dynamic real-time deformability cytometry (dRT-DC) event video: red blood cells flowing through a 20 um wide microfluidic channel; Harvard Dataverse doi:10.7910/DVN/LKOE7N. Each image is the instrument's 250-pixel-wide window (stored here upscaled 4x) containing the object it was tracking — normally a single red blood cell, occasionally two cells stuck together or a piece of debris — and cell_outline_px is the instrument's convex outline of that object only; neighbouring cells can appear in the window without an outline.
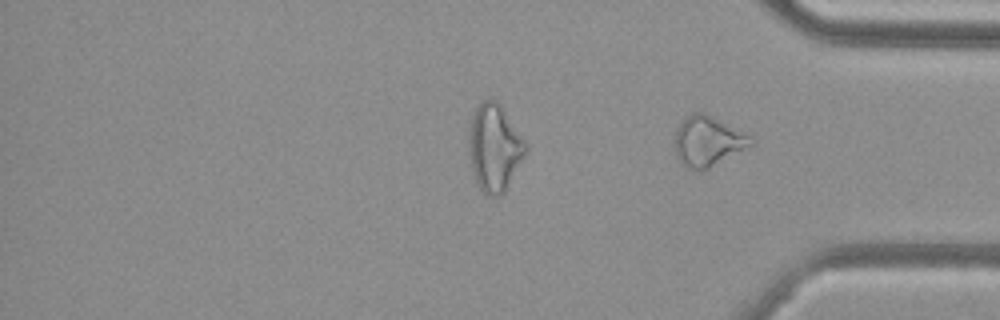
{"species": "common noctule bat (a hibernating species)", "species_latin": "Nyctalus noctula", "temperature_condition": "cold", "stored_images_in_passage": 46, "segment_of_instrument_passage": [2, 2], "camera_frame_rate_fps": 3000, "um_per_image_px": 0.085, "animal": {"sex": "female", "body_mass_g": 29.2, "forearm_length_mm": 56.3}, "frame": {"image": 1, "passage_image": 46, "time_ms": 15.0, "image_size_px": [1000, 320], "cell_outline_px": [[756, 144], [700, 172], [684, 168], [680, 164], [676, 156], [676, 128], [692, 112], [704, 112], [712, 116], [756, 140]], "centroid_in_image_um": [60.16, 12.05], "position_along_channel_um": 375.0, "area_um2": 22.14}}